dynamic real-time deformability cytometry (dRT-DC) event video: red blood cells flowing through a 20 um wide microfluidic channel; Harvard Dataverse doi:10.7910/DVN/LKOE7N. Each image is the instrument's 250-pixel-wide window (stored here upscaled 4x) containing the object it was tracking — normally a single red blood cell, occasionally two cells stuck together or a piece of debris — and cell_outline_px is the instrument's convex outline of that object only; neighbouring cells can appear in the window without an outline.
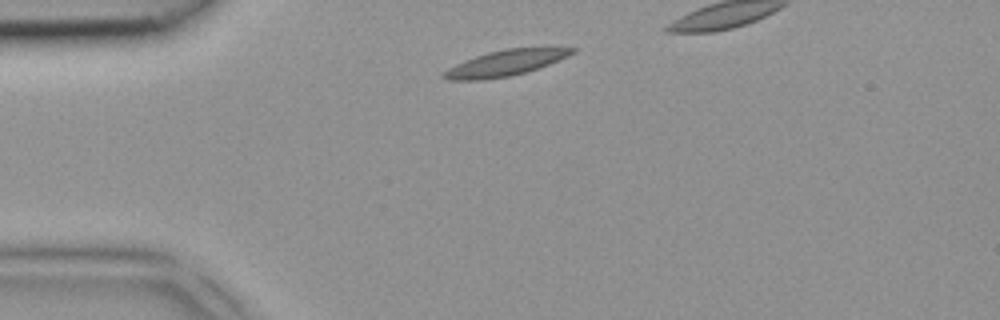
{"species": "common noctule bat (a hibernating species)", "species_latin": "Nyctalus noctula", "temperature_condition": "room temperature", "stored_images_in_passage": 3, "camera_frame_rate_fps": 3000, "um_per_image_px": 0.085, "animal": {"sex": "female", "body_mass_g": 18.4}, "frame": {"image": 1, "passage_image": 1, "time_ms": 0.0, "image_size_px": [1000, 320], "cell_outline_px": [[576, 52], [568, 56], [548, 64], [524, 72], [508, 76], [484, 80], [448, 80], [440, 76], [440, 72], [464, 60], [488, 52], [504, 48], [576, 48]], "centroid_in_image_um": [42.87, 5.36], "position_along_channel_um": 42.1, "area_um2": 19.07}}